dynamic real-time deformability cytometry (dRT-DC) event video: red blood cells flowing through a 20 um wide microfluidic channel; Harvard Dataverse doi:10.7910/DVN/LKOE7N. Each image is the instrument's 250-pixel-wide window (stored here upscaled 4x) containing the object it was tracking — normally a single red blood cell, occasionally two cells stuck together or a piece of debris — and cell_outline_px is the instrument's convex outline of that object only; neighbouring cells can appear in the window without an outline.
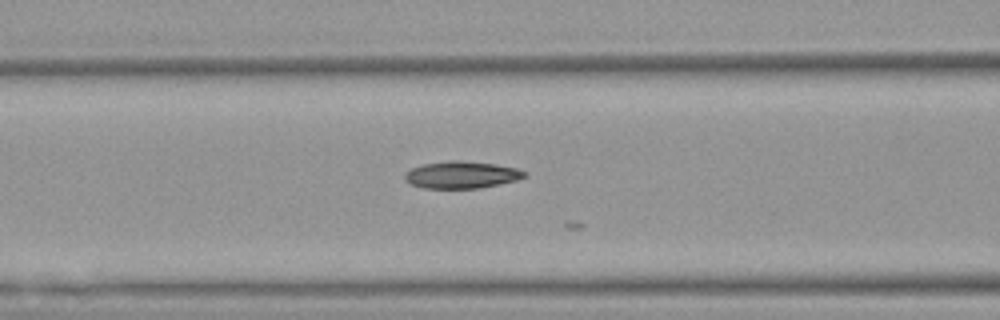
{"species": "Egyptian fruit bat (a non-hibernating species)", "species_latin": "Rousettus aegyptiacus", "temperature_condition": "warm", "stored_images_in_passage": 11, "camera_frame_rate_fps": 3000, "um_per_image_px": 0.085, "animal": {"sex": "female"}, "frame": {"image": 1, "passage_image": 6, "time_ms": 1.667, "image_size_px": [1000, 320], "cell_outline_px": [[524, 176], [516, 180], [500, 184], [476, 188], [424, 188], [412, 184], [404, 180], [404, 172], [412, 168], [424, 164], [452, 160], [496, 164], [516, 168], [524, 172]], "centroid_in_image_um": [39.18, 14.86], "position_along_channel_um": 127.4, "area_um2": 18.55}}